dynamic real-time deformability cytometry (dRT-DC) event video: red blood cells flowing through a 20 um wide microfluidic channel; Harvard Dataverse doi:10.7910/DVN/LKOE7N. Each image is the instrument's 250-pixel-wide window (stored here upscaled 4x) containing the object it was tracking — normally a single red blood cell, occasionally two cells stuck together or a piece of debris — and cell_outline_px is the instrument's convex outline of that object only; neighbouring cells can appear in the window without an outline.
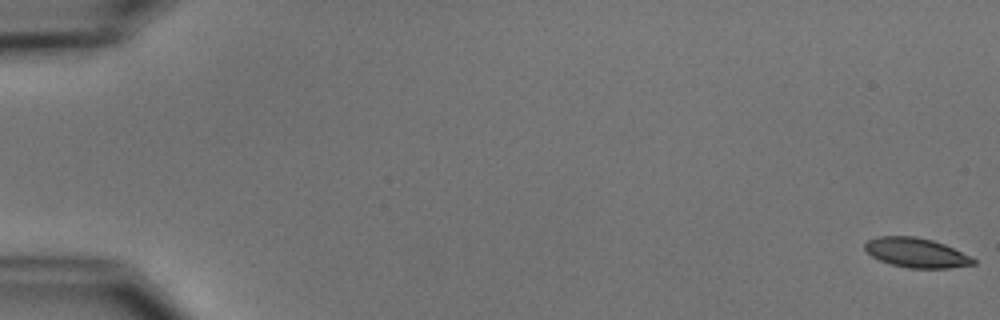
{"species": "common noctule bat (a hibernating species)", "species_latin": "Nyctalus noctula", "temperature_condition": "cold", "stored_images_in_passage": 10, "camera_frame_rate_fps": 3000, "um_per_image_px": 0.085, "animal": {"sex": "male", "body_mass_g": 15.6}, "frame": {"image": 1, "passage_image": 1, "time_ms": 0.0, "image_size_px": [1000, 320], "cell_outline_px": [[976, 264], [948, 268], [908, 268], [892, 264], [880, 260], [872, 256], [864, 248], [864, 244], [868, 240], [876, 236], [916, 236], [932, 240], [944, 244], [972, 256], [976, 260]], "centroid_in_image_um": [77.9, 21.47], "position_along_channel_um": 7.1, "area_um2": 18.73}}
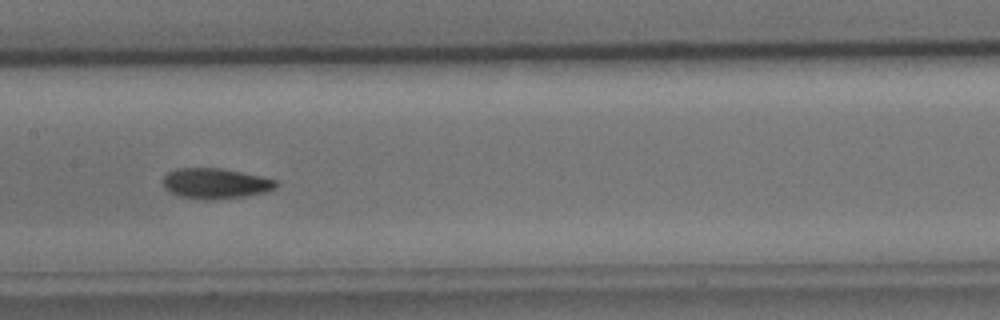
{"frame": {"image": 2, "passage_image": 9, "time_ms": 9.333, "image_size_px": [1000, 320], "cell_outline_px": [[280, 184], [276, 188], [264, 192], [244, 196], [212, 200], [180, 196], [164, 188], [164, 176], [168, 172], [176, 168], [220, 168], [280, 180]], "centroid_in_image_um": [18.36, 15.58], "position_along_channel_um": 189.0, "area_um2": 19.94}}
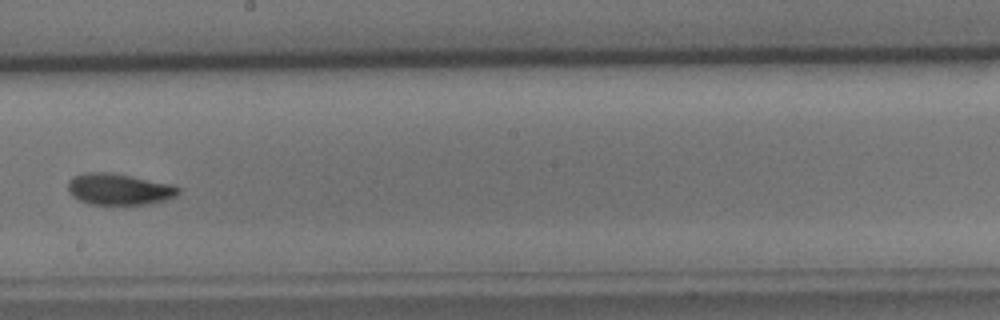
{"frame": {"image": 3, "passage_image": 10, "time_ms": 10.667, "image_size_px": [1000, 320], "cell_outline_px": [[180, 192], [176, 196], [168, 200], [148, 204], [88, 204], [72, 196], [68, 188], [68, 180], [72, 176], [84, 172], [112, 172], [176, 184], [180, 188]], "centroid_in_image_um": [10.16, 16.06], "position_along_channel_um": 238.0, "area_um2": 20.63}}